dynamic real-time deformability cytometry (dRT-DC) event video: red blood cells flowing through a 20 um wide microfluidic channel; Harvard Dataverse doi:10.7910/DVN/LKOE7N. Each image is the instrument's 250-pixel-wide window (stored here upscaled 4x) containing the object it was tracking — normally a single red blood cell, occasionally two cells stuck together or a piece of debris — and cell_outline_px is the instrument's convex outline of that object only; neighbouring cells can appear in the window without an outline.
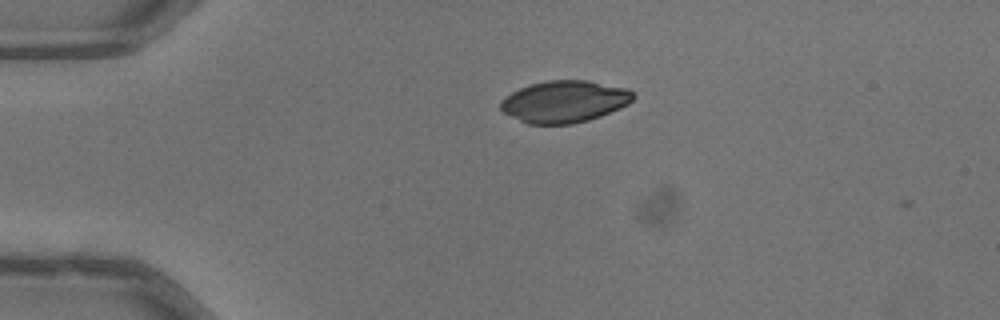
{"species": "common noctule bat (a hibernating species)", "species_latin": "Nyctalus noctula", "temperature_condition": "warm", "stored_images_in_passage": 3, "camera_frame_rate_fps": 3000, "um_per_image_px": 0.085, "animal": {"sex": "male", "body_mass_g": 13.3}, "frame": {"image": 1, "passage_image": 1, "time_ms": 0.0, "image_size_px": [1000, 320], "cell_outline_px": [[636, 96], [628, 104], [620, 108], [600, 116], [588, 120], [572, 124], [528, 124], [504, 112], [500, 108], [500, 100], [512, 92], [520, 88], [532, 84], [548, 80], [588, 80], [628, 88]], "centroid_in_image_um": [48.0, 8.63], "position_along_channel_um": 37.0, "area_um2": 32.31}}